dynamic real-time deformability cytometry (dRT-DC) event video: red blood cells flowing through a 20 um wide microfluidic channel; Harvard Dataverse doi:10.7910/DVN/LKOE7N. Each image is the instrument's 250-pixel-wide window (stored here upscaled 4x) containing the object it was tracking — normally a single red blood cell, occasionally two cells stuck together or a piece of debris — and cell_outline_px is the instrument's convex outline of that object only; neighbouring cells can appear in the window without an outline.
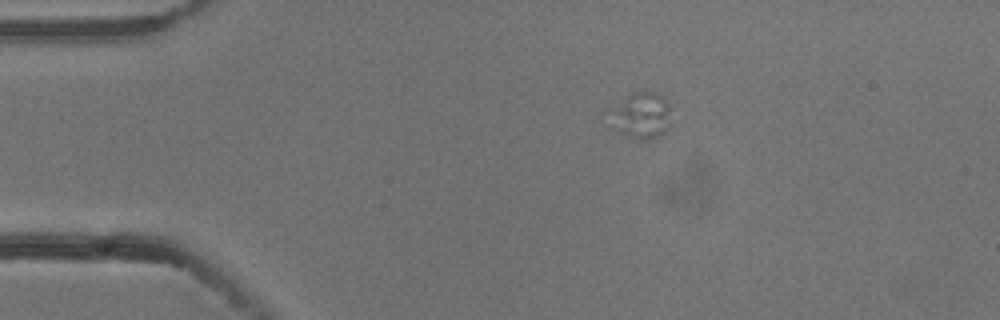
{"species": "common noctule bat (a hibernating species)", "species_latin": "Nyctalus noctula", "temperature_condition": "cold", "stored_images_in_passage": 3, "camera_frame_rate_fps": 3000, "um_per_image_px": 0.085, "animal": {"sex": "male", "body_mass_g": 13.3}, "frame": {"image": 1, "passage_image": 1, "time_ms": 0.0, "image_size_px": [1000, 320], "cell_outline_px": [[672, 124], [660, 136], [644, 140], [616, 132], [612, 128], [612, 112], [632, 92], [652, 92], [660, 96], [668, 104]], "centroid_in_image_um": [54.57, 9.86], "position_along_channel_um": 30.4, "area_um2": 15.95}}